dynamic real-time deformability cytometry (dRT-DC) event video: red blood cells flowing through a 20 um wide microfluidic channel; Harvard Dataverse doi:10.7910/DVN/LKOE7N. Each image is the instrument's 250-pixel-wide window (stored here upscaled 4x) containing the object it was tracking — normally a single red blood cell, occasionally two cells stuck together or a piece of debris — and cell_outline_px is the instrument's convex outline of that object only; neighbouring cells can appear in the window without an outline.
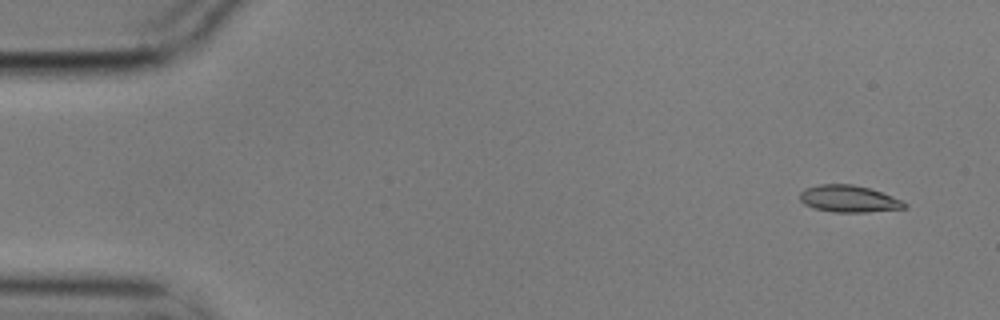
{"species": "common noctule bat (a hibernating species)", "species_latin": "Nyctalus noctula", "temperature_condition": "cold", "stored_images_in_passage": 5, "camera_frame_rate_fps": 3000, "um_per_image_px": 0.085, "animal": {"sex": "male", "body_mass_g": 17.9}, "frame": {"image": 1, "passage_image": 1, "time_ms": 0.0, "image_size_px": [1000, 320], "cell_outline_px": [[908, 204], [904, 208], [868, 212], [832, 212], [812, 208], [804, 204], [800, 200], [800, 192], [804, 188], [820, 184], [852, 184], [868, 188], [880, 192], [900, 200]], "centroid_in_image_um": [72.08, 16.9], "position_along_channel_um": 12.9, "area_um2": 16.3}}
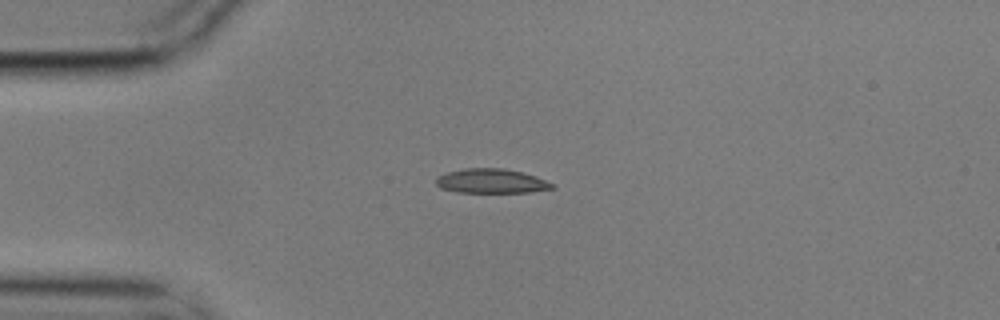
{"frame": {"image": 2, "passage_image": 3, "time_ms": 0.667, "image_size_px": [1000, 320], "cell_outline_px": [[556, 188], [532, 192], [456, 192], [440, 188], [436, 184], [436, 176], [448, 172], [464, 168], [504, 168], [536, 176], [556, 184]], "centroid_in_image_um": [41.78, 15.39], "position_along_channel_um": 43.2, "area_um2": 16.65}}
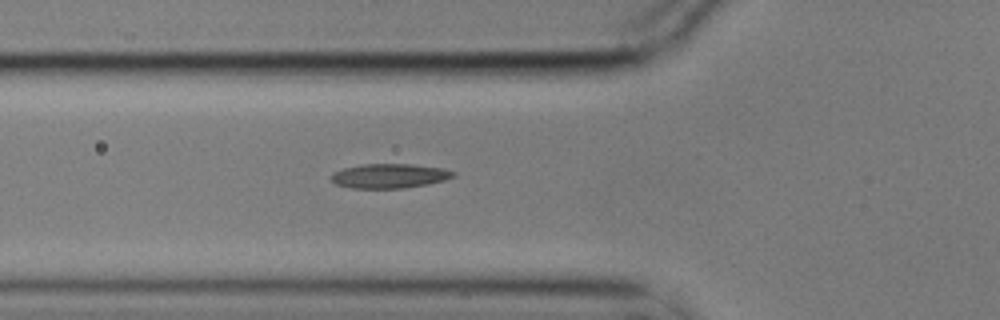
{"frame": {"image": 3, "passage_image": 5, "time_ms": 1.333, "image_size_px": [1000, 320], "cell_outline_px": [[456, 176], [444, 180], [428, 184], [404, 188], [352, 188], [336, 184], [332, 180], [332, 172], [344, 168], [364, 164], [412, 164], [444, 168], [456, 172]], "centroid_in_image_um": [33.14, 14.95], "position_along_channel_um": 92.7, "area_um2": 17.4}}